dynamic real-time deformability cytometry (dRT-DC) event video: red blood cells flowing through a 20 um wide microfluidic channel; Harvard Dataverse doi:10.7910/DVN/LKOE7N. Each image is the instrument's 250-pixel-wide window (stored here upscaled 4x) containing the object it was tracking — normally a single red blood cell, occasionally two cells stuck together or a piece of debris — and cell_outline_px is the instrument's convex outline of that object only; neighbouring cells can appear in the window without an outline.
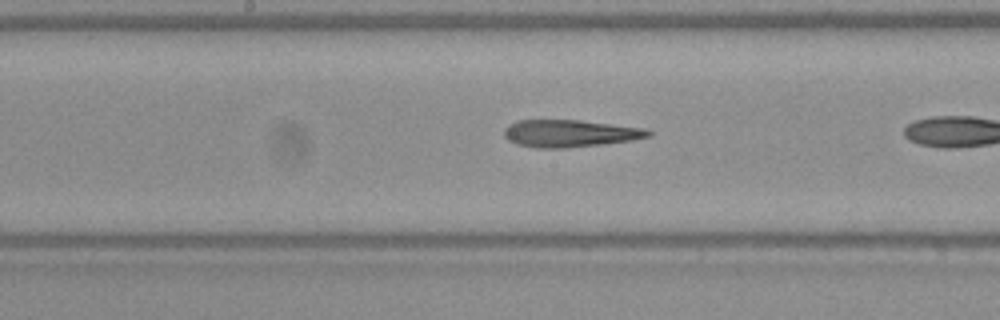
{"species": "Egyptian fruit bat (a non-hibernating species)", "species_latin": "Rousettus aegyptiacus", "temperature_condition": "warm", "stored_images_in_passage": 16, "camera_frame_rate_fps": 3000, "um_per_image_px": 0.085, "frame": {"image": 1, "passage_image": 12, "time_ms": 3.667, "image_size_px": [1000, 320], "cell_outline_px": [[652, 136], [632, 140], [568, 148], [536, 148], [516, 144], [508, 140], [504, 136], [504, 128], [508, 124], [516, 120], [580, 120], [644, 128], [652, 132]], "centroid_in_image_um": [48.4, 11.34], "position_along_channel_um": 199.8, "area_um2": 23.0}}